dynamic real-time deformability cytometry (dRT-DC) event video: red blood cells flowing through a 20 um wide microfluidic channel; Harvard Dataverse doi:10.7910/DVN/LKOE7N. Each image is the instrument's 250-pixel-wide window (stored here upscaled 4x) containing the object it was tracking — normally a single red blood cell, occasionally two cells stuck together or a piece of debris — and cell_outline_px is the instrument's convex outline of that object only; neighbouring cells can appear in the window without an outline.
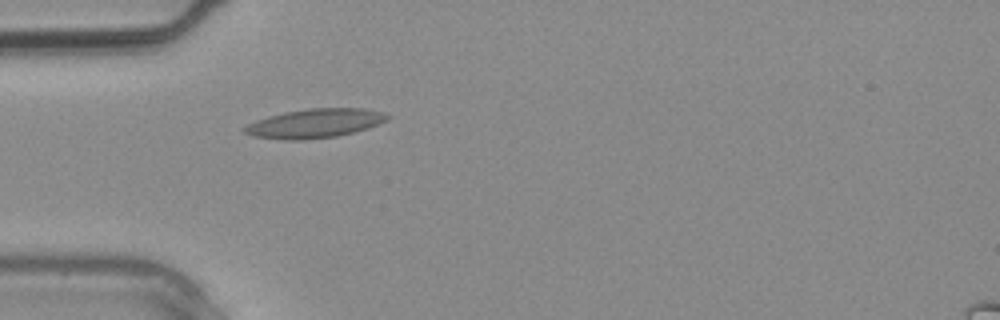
{"species": "common noctule bat (a hibernating species)", "species_latin": "Nyctalus noctula", "temperature_condition": "warm", "stored_images_in_passage": 2, "camera_frame_rate_fps": 3000, "um_per_image_px": 0.085, "animal": {"sex": "male", "body_mass_g": 20.4}, "frame": {"image": 1, "passage_image": 2, "time_ms": 0.333, "image_size_px": [1000, 320], "cell_outline_px": [[392, 116], [388, 120], [368, 128], [336, 136], [304, 140], [288, 140], [252, 136], [244, 132], [240, 128], [256, 120], [268, 116], [284, 112], [308, 108], [364, 108], [380, 112]], "centroid_in_image_um": [26.74, 10.48], "position_along_channel_um": 58.3, "area_um2": 24.22}}